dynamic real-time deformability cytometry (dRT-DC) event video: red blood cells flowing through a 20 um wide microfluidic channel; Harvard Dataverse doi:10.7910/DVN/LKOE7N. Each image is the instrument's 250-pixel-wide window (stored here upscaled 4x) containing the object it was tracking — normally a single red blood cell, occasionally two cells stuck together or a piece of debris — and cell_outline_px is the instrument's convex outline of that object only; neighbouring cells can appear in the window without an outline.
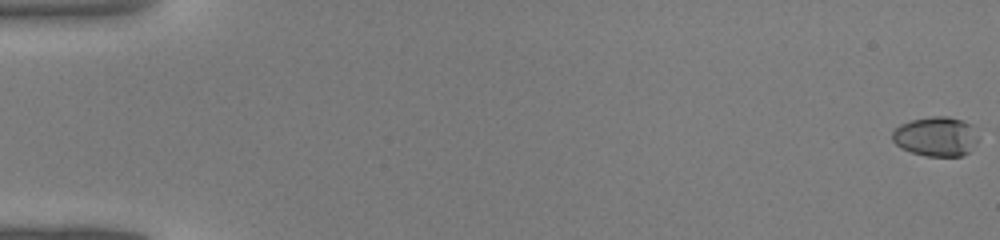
{"species": "common noctule bat (a hibernating species)", "species_latin": "Nyctalus noctula", "temperature_condition": "warm", "stored_images_in_passage": 45, "camera_frame_rate_fps": 3000, "um_per_image_px": 0.085, "animal": {"sex": "male", "body_mass_g": 19.0, "forearm_length_mm": 50.8}, "frame": {"image": 1, "passage_image": 1, "time_ms": 0.0, "image_size_px": [1000, 240], "cell_outline_px": [[976, 140], [968, 152], [960, 156], [924, 156], [912, 152], [896, 144], [892, 140], [892, 132], [900, 124], [912, 120], [932, 116], [948, 116], [964, 120], [972, 124], [976, 136]], "centroid_in_image_um": [79.54, 11.58], "position_along_channel_um": 5.5, "area_um2": 19.59}}
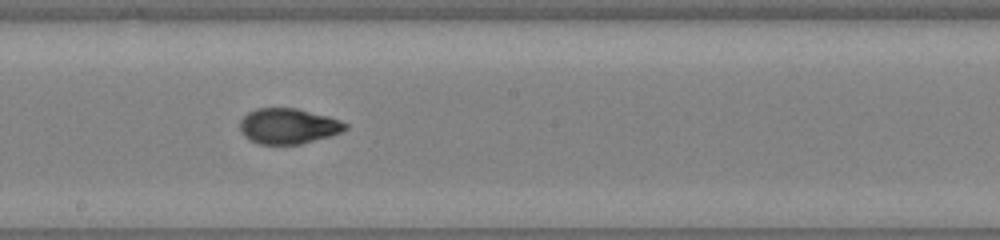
{"frame": {"image": 2, "passage_image": 26, "time_ms": 8.333, "image_size_px": [1000, 240], "cell_outline_px": [[348, 128], [340, 132], [328, 136], [300, 144], [260, 144], [248, 140], [240, 132], [240, 120], [248, 112], [256, 108], [296, 108], [328, 116], [340, 120], [348, 124]], "centroid_in_image_um": [24.47, 10.71], "position_along_channel_um": 223.7, "area_um2": 21.79}}
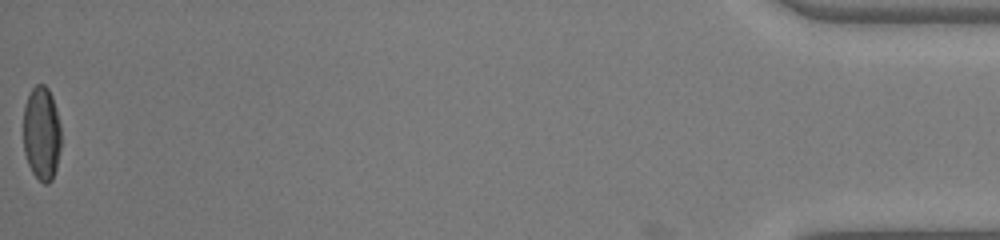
{"frame": {"image": 3, "passage_image": 45, "time_ms": 14.667, "image_size_px": [1000, 240], "cell_outline_px": [[60, 148], [56, 168], [52, 180], [48, 184], [44, 184], [32, 172], [28, 164], [24, 152], [24, 108], [28, 96], [32, 88], [36, 84], [44, 84], [48, 88], [52, 96], [56, 108], [60, 124]], "centroid_in_image_um": [3.54, 11.33], "position_along_channel_um": 431.7, "area_um2": 20.63}}